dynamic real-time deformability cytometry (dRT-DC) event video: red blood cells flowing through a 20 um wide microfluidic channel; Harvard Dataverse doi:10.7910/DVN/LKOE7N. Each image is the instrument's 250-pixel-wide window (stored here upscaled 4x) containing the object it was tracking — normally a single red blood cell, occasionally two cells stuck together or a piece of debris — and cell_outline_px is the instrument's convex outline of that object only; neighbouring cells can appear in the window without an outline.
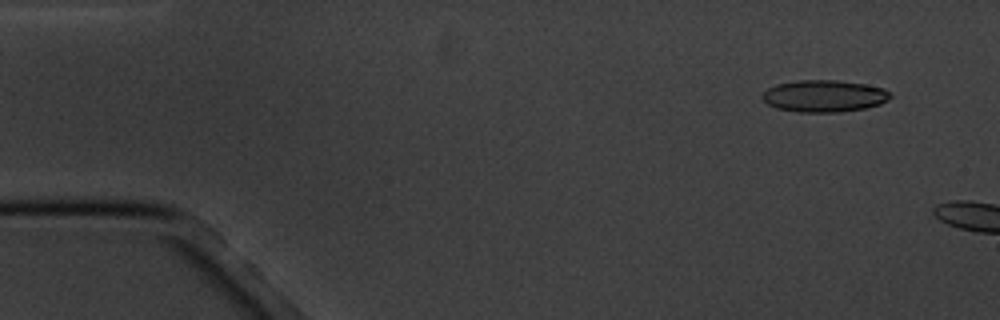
{"species": "common noctule bat (a hibernating species)", "species_latin": "Nyctalus noctula", "temperature_condition": "cold", "stored_images_in_passage": 2, "camera_frame_rate_fps": 3000, "um_per_image_px": 0.085, "animal": {"sex": "male", "body_mass_g": 20.1, "forearm_length_mm": 53.5}, "frame": {"image": 1, "passage_image": 1, "time_ms": 0.0, "image_size_px": [1000, 320], "cell_outline_px": [[892, 96], [888, 100], [880, 104], [864, 108], [840, 112], [796, 112], [776, 108], [768, 104], [760, 96], [768, 88], [776, 84], [796, 80], [836, 80], [864, 84], [884, 88]], "centroid_in_image_um": [70.03, 8.16], "position_along_channel_um": 15.0, "area_um2": 23.87}}